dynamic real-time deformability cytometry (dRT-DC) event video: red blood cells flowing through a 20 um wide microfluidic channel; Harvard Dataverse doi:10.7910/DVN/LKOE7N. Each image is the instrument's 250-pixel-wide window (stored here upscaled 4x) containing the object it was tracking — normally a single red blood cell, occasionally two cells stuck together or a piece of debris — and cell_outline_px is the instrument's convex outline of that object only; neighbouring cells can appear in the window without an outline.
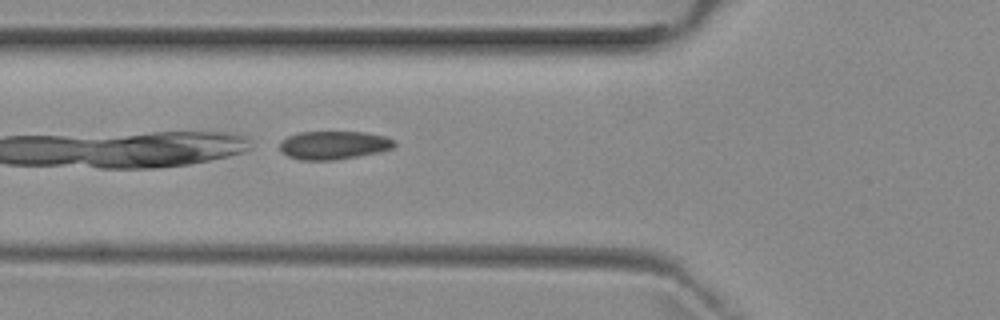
{"species": "common noctule bat (a hibernating species)", "species_latin": "Nyctalus noctula", "temperature_condition": "room temperature", "stored_images_in_passage": 3, "camera_frame_rate_fps": 3000, "um_per_image_px": 0.085, "animal": {"sex": "female", "body_mass_g": 29.2, "forearm_length_mm": 56.3}, "frame": {"image": 1, "passage_image": 3, "time_ms": 2.333, "image_size_px": [1000, 320], "cell_outline_px": [[396, 144], [392, 148], [380, 152], [336, 160], [300, 160], [288, 156], [280, 152], [280, 144], [288, 136], [300, 132], [364, 132], [384, 136], [392, 140]], "centroid_in_image_um": [28.35, 12.35], "position_along_channel_um": 97.5, "area_um2": 18.84}}